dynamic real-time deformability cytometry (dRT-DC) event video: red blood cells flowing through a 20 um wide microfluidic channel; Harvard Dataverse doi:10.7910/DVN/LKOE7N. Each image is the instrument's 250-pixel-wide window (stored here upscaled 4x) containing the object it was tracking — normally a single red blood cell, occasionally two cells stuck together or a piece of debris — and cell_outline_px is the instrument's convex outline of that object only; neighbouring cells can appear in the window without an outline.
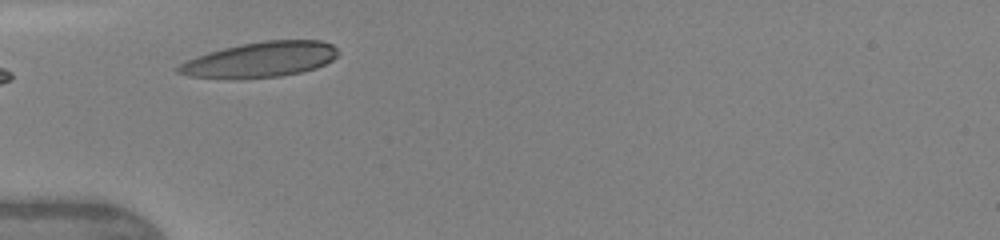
{"species": "human", "species_latin": "Homo sapiens", "temperature_condition": "warm", "stored_images_in_passage": 3, "camera_frame_rate_fps": 3000, "um_per_image_px": 0.085, "donor": {"sex": "female"}, "frame": {"image": 1, "passage_image": 1, "time_ms": 0.0, "image_size_px": [1000, 240], "cell_outline_px": [[336, 56], [332, 60], [316, 68], [300, 72], [280, 76], [240, 80], [232, 80], [188, 76], [176, 72], [176, 68], [180, 64], [188, 60], [208, 52], [224, 48], [264, 40], [320, 40], [332, 44], [336, 48]], "centroid_in_image_um": [22.09, 5.09], "position_along_channel_um": 62.9, "area_um2": 33.0}}